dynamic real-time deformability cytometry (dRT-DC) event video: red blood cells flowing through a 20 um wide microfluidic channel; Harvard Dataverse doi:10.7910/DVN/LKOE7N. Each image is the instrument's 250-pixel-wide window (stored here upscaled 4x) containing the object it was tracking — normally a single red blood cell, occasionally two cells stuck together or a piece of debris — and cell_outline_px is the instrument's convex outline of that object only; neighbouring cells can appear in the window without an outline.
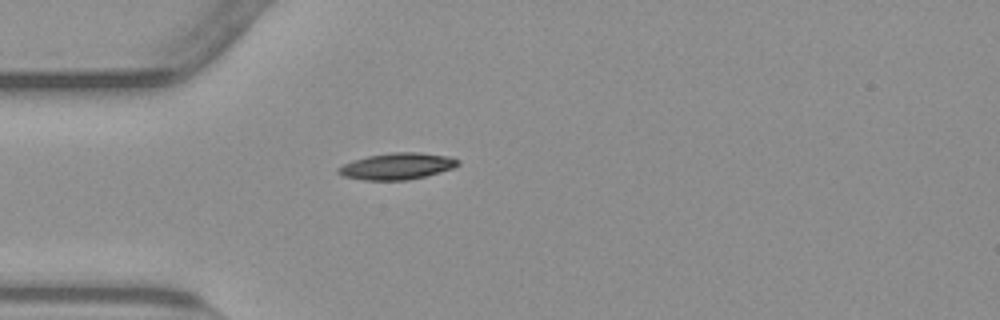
{"species": "common noctule bat (a hibernating species)", "species_latin": "Nyctalus noctula", "temperature_condition": "warm", "stored_images_in_passage": 36, "camera_frame_rate_fps": 3000, "um_per_image_px": 0.085, "animal": {"sex": "male", "body_mass_g": 23.1, "forearm_length_mm": 52.7}, "frame": {"image": 1, "passage_image": 1, "time_ms": 0.0, "image_size_px": [1000, 320], "cell_outline_px": [[460, 164], [452, 168], [440, 172], [408, 180], [364, 180], [344, 176], [336, 172], [336, 168], [352, 160], [368, 156], [392, 152], [420, 152], [448, 156], [460, 160]], "centroid_in_image_um": [33.74, 14.12], "position_along_channel_um": 51.3, "area_um2": 18.5}}
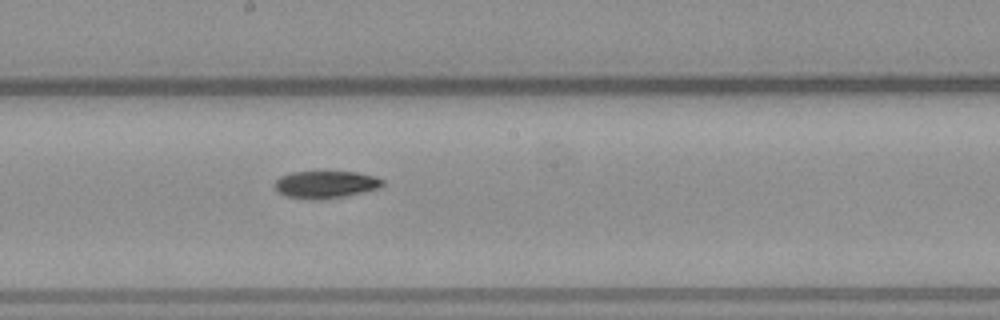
{"frame": {"image": 2, "passage_image": 15, "time_ms": 4.667, "image_size_px": [1000, 320], "cell_outline_px": [[384, 184], [380, 188], [348, 196], [324, 200], [312, 200], [284, 196], [276, 192], [272, 184], [280, 176], [292, 172], [356, 172], [376, 176], [384, 180]], "centroid_in_image_um": [27.66, 15.7], "position_along_channel_um": 220.5, "area_um2": 17.69}}
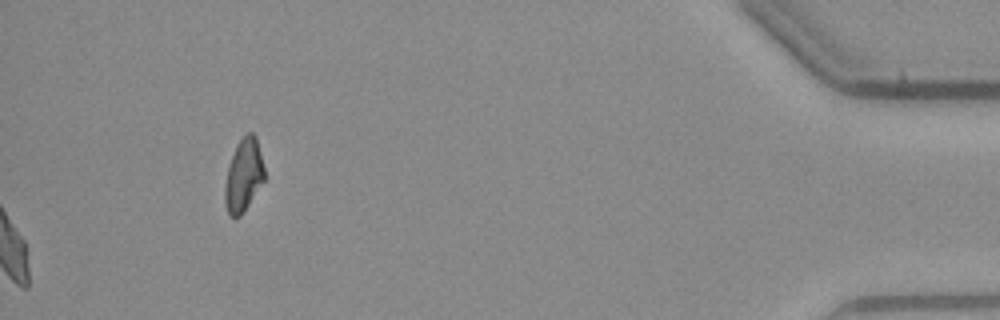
{"frame": {"image": 3, "passage_image": 36, "time_ms": 11.667, "image_size_px": [1000, 320], "cell_outline_px": [[264, 180], [244, 212], [240, 216], [232, 216], [228, 212], [224, 204], [224, 184], [228, 168], [236, 144], [248, 132], [252, 132], [256, 136], [264, 168]], "centroid_in_image_um": [20.69, 14.9], "position_along_channel_um": 414.5, "area_um2": 16.65}, "authors_computed_cell_mechanics": {"area_um2": 17.34, "velocity_mm_per_s": 3.7984, "shape_relaxation_time_tau1_ms": 7.9647, "shape_relaxation_time_tau2_ms": null, "deformation_change_tau1": 0.1704, "deformation_change_tau2": null}}